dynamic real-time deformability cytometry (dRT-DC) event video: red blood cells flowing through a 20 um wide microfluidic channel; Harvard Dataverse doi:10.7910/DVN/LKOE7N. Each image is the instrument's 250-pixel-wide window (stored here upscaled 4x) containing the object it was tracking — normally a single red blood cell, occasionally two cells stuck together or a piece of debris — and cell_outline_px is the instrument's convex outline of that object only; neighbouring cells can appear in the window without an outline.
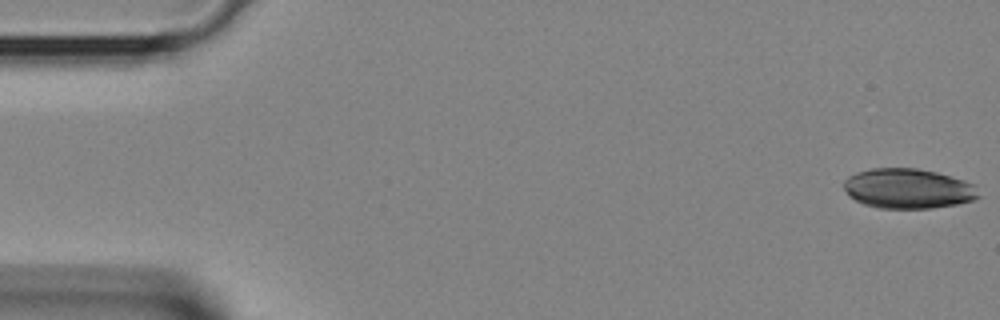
{"species": "Egyptian fruit bat (a non-hibernating species)", "species_latin": "Rousettus aegyptiacus", "temperature_condition": "room temperature", "stored_images_in_passage": 3, "camera_frame_rate_fps": 3000, "um_per_image_px": 0.085, "animal": {"sex": "female"}, "frame": {"image": 1, "passage_image": 1, "time_ms": 0.0, "image_size_px": [1000, 320], "cell_outline_px": [[980, 196], [976, 200], [956, 204], [932, 208], [876, 208], [864, 204], [848, 196], [844, 188], [844, 180], [848, 176], [856, 172], [872, 168], [916, 168], [936, 172], [964, 180], [976, 184]], "centroid_in_image_um": [77.2, 16.03], "position_along_channel_um": 7.8, "area_um2": 31.62}}